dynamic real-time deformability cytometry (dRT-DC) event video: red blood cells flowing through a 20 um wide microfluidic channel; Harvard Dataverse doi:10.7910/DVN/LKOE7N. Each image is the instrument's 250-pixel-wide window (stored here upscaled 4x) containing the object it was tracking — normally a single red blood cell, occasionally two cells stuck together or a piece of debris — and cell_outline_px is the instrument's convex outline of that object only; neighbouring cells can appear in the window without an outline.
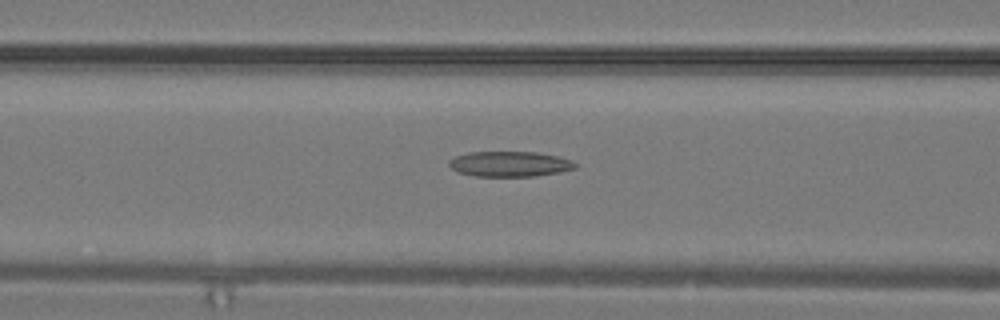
{"species": "common noctule bat (a hibernating species)", "species_latin": "Nyctalus noctula", "temperature_condition": "warm", "stored_images_in_passage": 16, "camera_frame_rate_fps": 3000, "um_per_image_px": 0.085, "animal": {"sex": "male", "body_mass_g": 19.2, "forearm_length_mm": 51.8}, "frame": {"image": 1, "passage_image": 6, "time_ms": 1.667, "image_size_px": [1000, 320], "cell_outline_px": [[576, 168], [560, 172], [532, 176], [476, 176], [456, 172], [448, 164], [448, 160], [456, 156], [468, 152], [536, 152], [560, 156], [572, 160], [576, 164]], "centroid_in_image_um": [43.32, 13.93], "position_along_channel_um": 123.3, "area_um2": 18.67}}
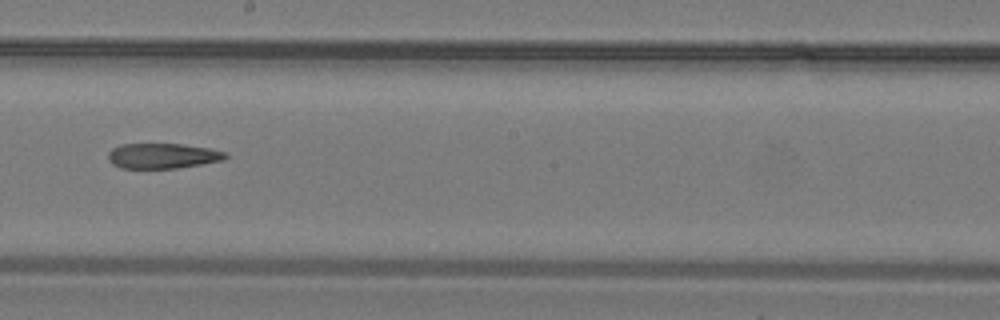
{"frame": {"image": 2, "passage_image": 11, "time_ms": 3.333, "image_size_px": [1000, 320], "cell_outline_px": [[228, 156], [224, 160], [176, 168], [120, 168], [112, 164], [108, 160], [108, 152], [112, 148], [124, 144], [180, 144], [208, 148], [224, 152]], "centroid_in_image_um": [13.78, 13.25], "position_along_channel_um": 234.4, "area_um2": 17.11}}
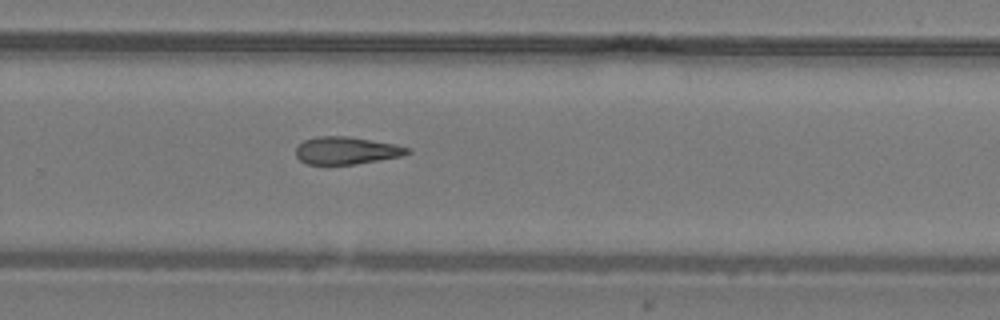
{"frame": {"image": 3, "passage_image": 14, "time_ms": 4.333, "image_size_px": [1000, 320], "cell_outline_px": [[412, 152], [400, 156], [380, 160], [356, 164], [308, 164], [300, 160], [296, 156], [296, 148], [304, 140], [316, 136], [348, 136], [396, 144], [412, 148]], "centroid_in_image_um": [29.48, 12.79], "position_along_channel_um": 300.3, "area_um2": 17.92}}